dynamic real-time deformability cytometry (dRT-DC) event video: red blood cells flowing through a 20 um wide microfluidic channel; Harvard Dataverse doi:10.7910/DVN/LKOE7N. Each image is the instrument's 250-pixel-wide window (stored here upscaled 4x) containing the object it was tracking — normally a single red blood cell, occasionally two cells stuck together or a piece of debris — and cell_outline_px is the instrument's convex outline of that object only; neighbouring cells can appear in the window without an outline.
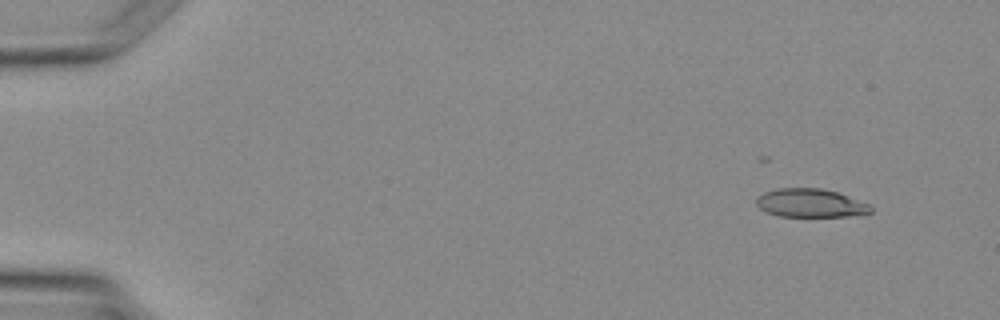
{"species": "Egyptian fruit bat (a non-hibernating species)", "species_latin": "Rousettus aegyptiacus", "temperature_condition": "warm", "stored_images_in_passage": 4, "camera_frame_rate_fps": 3000, "um_per_image_px": 0.085, "animal": {"sex": "female"}, "frame": {"image": 1, "passage_image": 1, "time_ms": 0.0, "image_size_px": [1000, 320], "cell_outline_px": [[872, 212], [848, 216], [776, 216], [764, 212], [756, 204], [756, 196], [764, 192], [776, 188], [820, 188], [836, 192], [868, 204], [872, 208]], "centroid_in_image_um": [68.81, 17.26], "position_along_channel_um": 16.2, "area_um2": 18.9}}
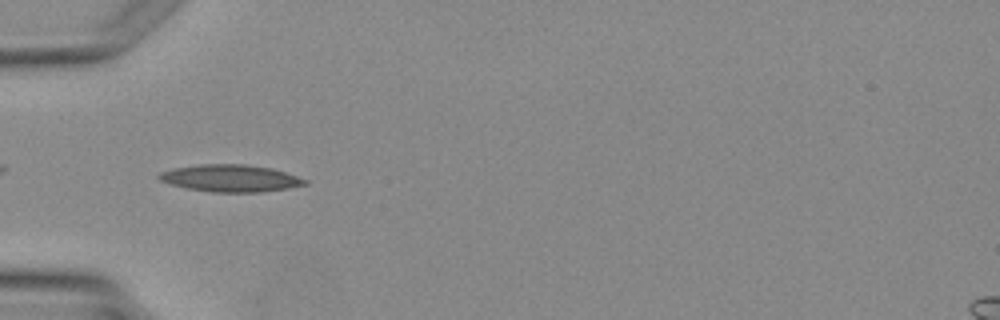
{"frame": {"image": 2, "passage_image": 4, "time_ms": 3.333, "image_size_px": [1000, 320], "cell_outline_px": [[308, 184], [288, 188], [260, 192], [212, 192], [188, 188], [172, 184], [160, 180], [156, 176], [160, 172], [172, 168], [200, 164], [244, 164], [272, 168], [308, 180]], "centroid_in_image_um": [19.59, 15.14], "position_along_channel_um": 65.4, "area_um2": 22.95}}